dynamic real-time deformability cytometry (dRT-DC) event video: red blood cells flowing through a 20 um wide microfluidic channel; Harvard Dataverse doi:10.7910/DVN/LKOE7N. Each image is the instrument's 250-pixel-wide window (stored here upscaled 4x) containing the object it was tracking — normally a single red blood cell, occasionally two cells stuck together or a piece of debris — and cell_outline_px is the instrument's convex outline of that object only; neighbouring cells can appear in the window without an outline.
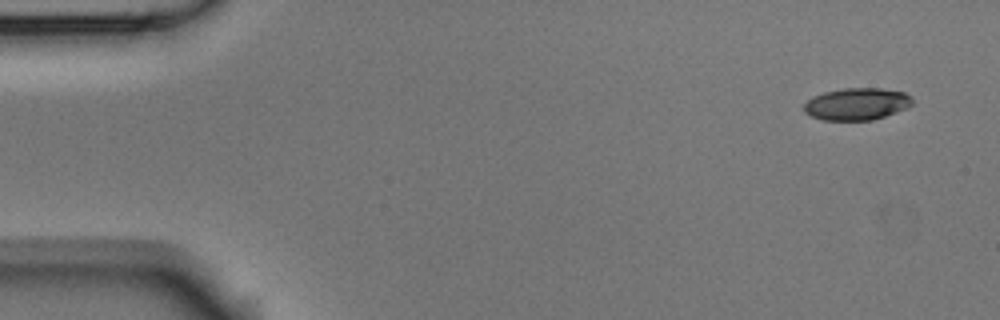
{"species": "Egyptian fruit bat (a non-hibernating species)", "species_latin": "Rousettus aegyptiacus", "temperature_condition": "room temperature", "stored_images_in_passage": 5, "camera_frame_rate_fps": 3000, "um_per_image_px": 0.085, "animal": {"sex": "male"}, "frame": {"image": 1, "passage_image": 1, "time_ms": 0.0, "image_size_px": [1000, 320], "cell_outline_px": [[912, 104], [908, 108], [872, 120], [820, 120], [804, 112], [804, 104], [812, 96], [824, 92], [844, 88], [880, 88], [904, 92], [912, 96]], "centroid_in_image_um": [72.83, 8.83], "position_along_channel_um": 12.2, "area_um2": 20.35}}
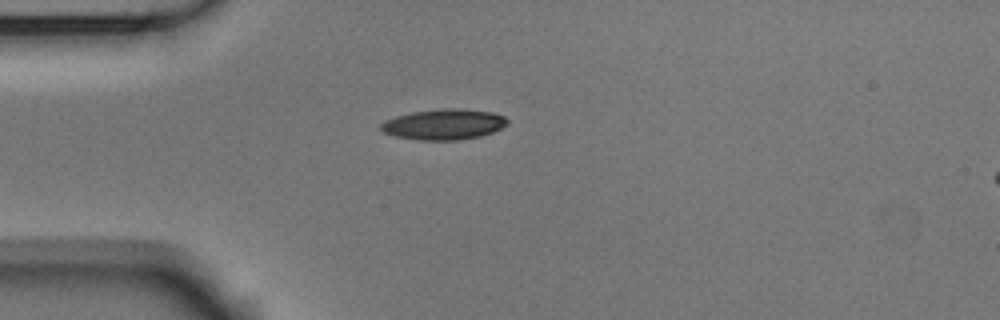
{"frame": {"image": 2, "passage_image": 4, "time_ms": 1.0, "image_size_px": [1000, 320], "cell_outline_px": [[508, 124], [492, 132], [480, 136], [460, 140], [420, 140], [396, 136], [384, 132], [380, 128], [380, 124], [384, 120], [396, 116], [412, 112], [440, 108], [460, 108], [492, 112], [504, 116], [508, 120]], "centroid_in_image_um": [37.73, 10.56], "position_along_channel_um": 47.3, "area_um2": 22.6}}